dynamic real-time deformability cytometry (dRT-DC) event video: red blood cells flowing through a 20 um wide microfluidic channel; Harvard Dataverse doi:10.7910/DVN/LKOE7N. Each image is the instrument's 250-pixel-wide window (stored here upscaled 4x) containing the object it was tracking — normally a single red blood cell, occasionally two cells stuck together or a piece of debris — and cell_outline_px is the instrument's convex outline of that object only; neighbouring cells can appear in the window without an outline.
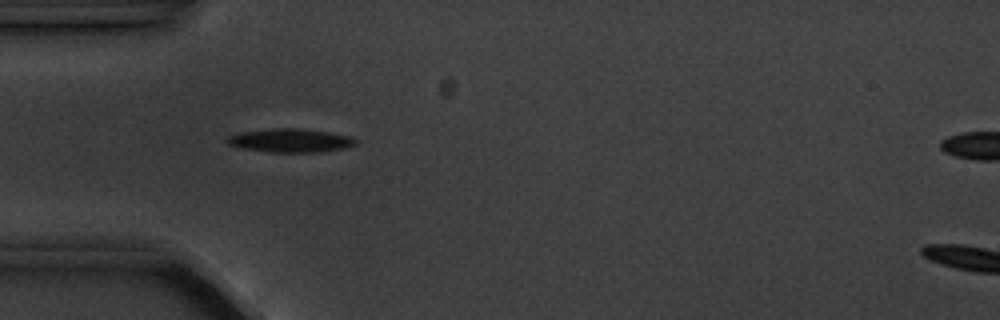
{"species": "common noctule bat (a hibernating species)", "species_latin": "Nyctalus noctula", "temperature_condition": "cold", "stored_images_in_passage": 9, "camera_frame_rate_fps": 3000, "um_per_image_px": 0.085, "animal": {"sex": "male", "body_mass_g": 20.1, "forearm_length_mm": 53.5}, "frame": {"image": 1, "passage_image": 4, "time_ms": 3.333, "image_size_px": [1000, 320], "cell_outline_px": [[356, 144], [344, 148], [320, 152], [268, 152], [244, 148], [228, 144], [224, 140], [228, 136], [236, 132], [272, 128], [300, 128], [328, 132], [348, 136], [356, 140]], "centroid_in_image_um": [24.62, 11.93], "position_along_channel_um": 60.4, "area_um2": 17.69}}